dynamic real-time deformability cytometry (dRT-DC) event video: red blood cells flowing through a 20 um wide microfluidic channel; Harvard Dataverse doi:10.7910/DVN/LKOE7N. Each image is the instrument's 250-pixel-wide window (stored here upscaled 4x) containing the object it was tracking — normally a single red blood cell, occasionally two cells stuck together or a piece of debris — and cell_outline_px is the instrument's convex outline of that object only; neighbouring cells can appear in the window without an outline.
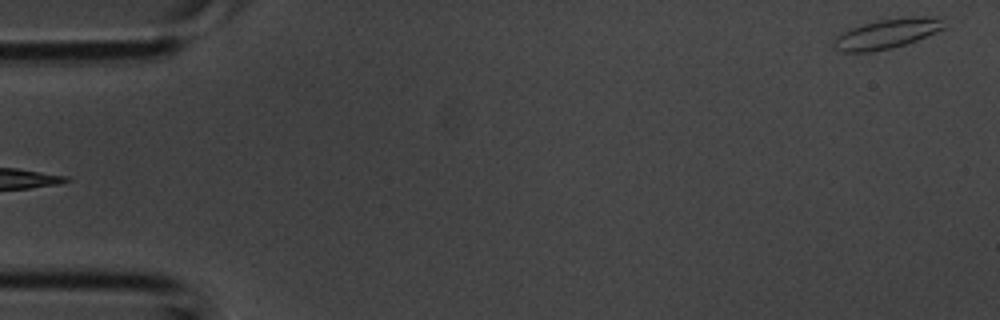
{"species": "common noctule bat (a hibernating species)", "species_latin": "Nyctalus noctula", "temperature_condition": "room temperature", "stored_images_in_passage": 5, "camera_frame_rate_fps": 3000, "um_per_image_px": 0.085, "animal": {"sex": "male", "body_mass_g": 20.1, "forearm_length_mm": 53.5}, "frame": {"image": 1, "passage_image": 5, "time_ms": 1.333, "image_size_px": [1000, 320], "cell_outline_px": [[948, 28], [916, 40], [892, 48], [872, 52], [840, 52], [832, 48], [832, 44], [836, 36], [852, 28], [864, 24], [880, 20], [912, 16], [944, 16]], "centroid_in_image_um": [75.47, 2.86], "position_along_channel_um": 9.5, "area_um2": 19.48}}